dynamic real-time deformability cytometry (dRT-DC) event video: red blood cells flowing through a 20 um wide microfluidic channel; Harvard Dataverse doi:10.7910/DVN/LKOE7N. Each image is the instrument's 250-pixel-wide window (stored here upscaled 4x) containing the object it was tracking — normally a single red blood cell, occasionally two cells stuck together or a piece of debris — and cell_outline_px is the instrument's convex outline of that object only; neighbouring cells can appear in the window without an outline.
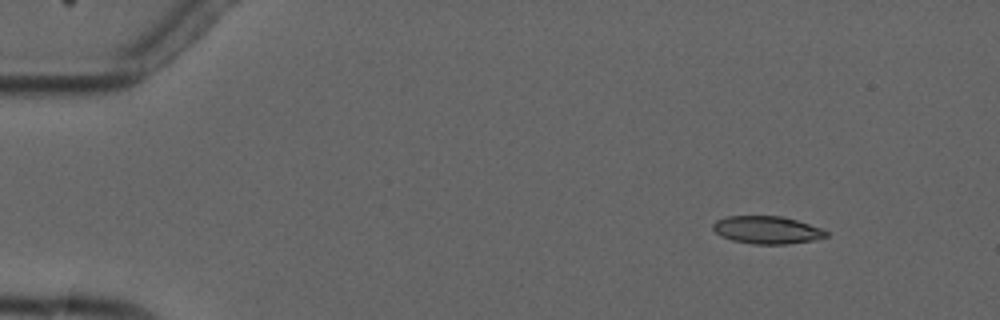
{"species": "common noctule bat (a hibernating species)", "species_latin": "Nyctalus noctula", "temperature_condition": "cold", "stored_images_in_passage": 4, "camera_frame_rate_fps": 3000, "um_per_image_px": 0.085, "animal": {"sex": "male", "forearm_length_mm": 52.5}, "frame": {"image": 1, "passage_image": 1, "time_ms": 0.0, "image_size_px": [1000, 320], "cell_outline_px": [[828, 236], [812, 240], [788, 244], [752, 244], [732, 240], [720, 236], [712, 228], [712, 224], [716, 220], [724, 216], [780, 216], [796, 220], [820, 228], [828, 232]], "centroid_in_image_um": [65.14, 19.54], "position_along_channel_um": 19.9, "area_um2": 18.21}}